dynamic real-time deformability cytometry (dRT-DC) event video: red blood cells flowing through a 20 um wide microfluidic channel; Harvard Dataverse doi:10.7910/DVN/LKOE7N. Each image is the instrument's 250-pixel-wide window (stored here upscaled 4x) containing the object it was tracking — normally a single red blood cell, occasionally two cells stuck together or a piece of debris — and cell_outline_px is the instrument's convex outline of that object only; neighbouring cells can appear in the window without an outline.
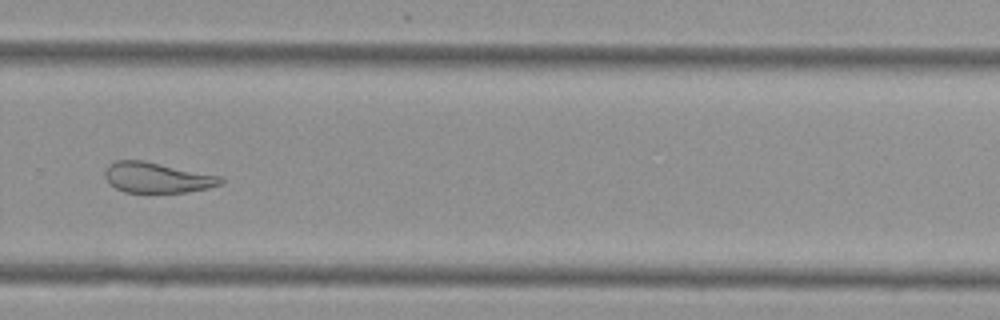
{"species": "Egyptian fruit bat (a non-hibernating species)", "species_latin": "Rousettus aegyptiacus", "temperature_condition": "cold", "stored_images_in_passage": 38, "camera_frame_rate_fps": 3000, "um_per_image_px": 0.085, "animal": {"sex": "female"}, "frame": {"image": 1, "passage_image": 22, "time_ms": 7.0, "image_size_px": [1000, 320], "cell_outline_px": [[224, 184], [208, 188], [184, 192], [124, 192], [108, 184], [104, 176], [104, 172], [108, 164], [116, 160], [144, 160], [220, 176], [224, 180]], "centroid_in_image_um": [13.32, 15.09], "position_along_channel_um": 316.5, "area_um2": 20.63}, "authors_computed_cell_mechanics": {"area_um2": 21.7906, "velocity_mm_per_s": 3.6551, "shape_relaxation_time_tau1_ms": null, "shape_relaxation_time_tau2_ms": 1.8789, "deformation_change_tau1": null, "deformation_change_tau2": 0.0991}}